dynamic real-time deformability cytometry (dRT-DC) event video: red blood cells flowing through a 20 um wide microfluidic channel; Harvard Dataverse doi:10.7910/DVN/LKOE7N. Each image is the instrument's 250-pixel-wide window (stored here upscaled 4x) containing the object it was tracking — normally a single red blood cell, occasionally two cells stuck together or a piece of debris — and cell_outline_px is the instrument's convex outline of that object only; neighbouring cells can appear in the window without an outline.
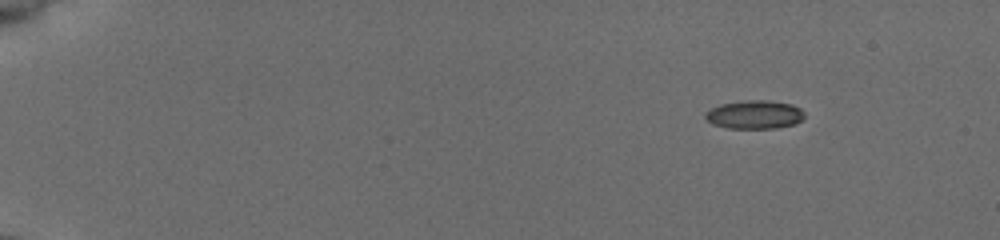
{"species": "common noctule bat (a hibernating species)", "species_latin": "Nyctalus noctula", "temperature_condition": "cold", "stored_images_in_passage": 48, "camera_frame_rate_fps": 3000, "um_per_image_px": 0.085, "animal": {"sex": "female", "body_mass_g": 19.5, "forearm_length_mm": 54.1}, "frame": {"image": 1, "passage_image": 1, "time_ms": 0.0, "image_size_px": [1000, 240], "cell_outline_px": [[804, 116], [796, 124], [776, 128], [728, 128], [712, 124], [704, 116], [704, 112], [720, 104], [744, 100], [768, 100], [792, 104], [800, 108], [804, 112]], "centroid_in_image_um": [64.13, 9.73], "position_along_channel_um": 20.9, "area_um2": 16.53}}
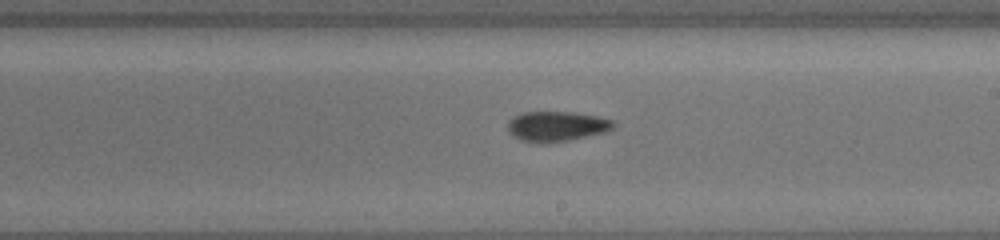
{"frame": {"image": 2, "passage_image": 28, "time_ms": 9.0, "image_size_px": [1000, 240], "cell_outline_px": [[616, 124], [612, 128], [604, 132], [568, 140], [548, 144], [520, 140], [508, 132], [508, 120], [512, 116], [524, 112], [572, 112], [596, 116], [612, 120]], "centroid_in_image_um": [47.26, 10.74], "position_along_channel_um": 241.7, "area_um2": 18.5}}
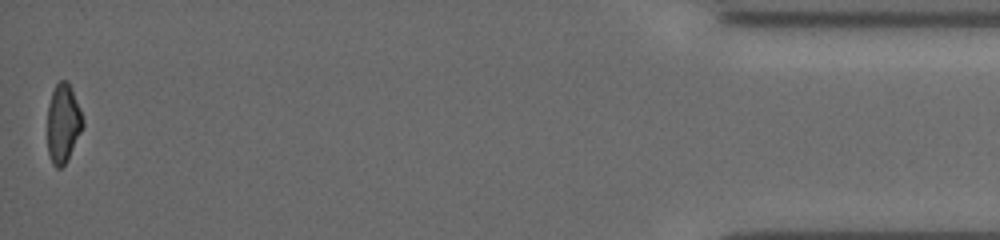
{"frame": {"image": 3, "passage_image": 48, "time_ms": 15.667, "image_size_px": [1000, 240], "cell_outline_px": [[84, 124], [68, 160], [60, 168], [56, 168], [52, 164], [48, 152], [48, 104], [52, 92], [56, 84], [60, 80], [68, 80], [80, 108], [84, 120]], "centroid_in_image_um": [5.37, 10.48], "position_along_channel_um": 429.8, "area_um2": 16.3}, "authors_computed_cell_mechanics": {"area_um2": 17.629, "velocity_mm_per_s": 3.9469, "shape_relaxation_time_tau1_ms": null, "shape_relaxation_time_tau2_ms": 3.6163, "deformation_change_tau1": null, "deformation_change_tau2": 0.1004}}